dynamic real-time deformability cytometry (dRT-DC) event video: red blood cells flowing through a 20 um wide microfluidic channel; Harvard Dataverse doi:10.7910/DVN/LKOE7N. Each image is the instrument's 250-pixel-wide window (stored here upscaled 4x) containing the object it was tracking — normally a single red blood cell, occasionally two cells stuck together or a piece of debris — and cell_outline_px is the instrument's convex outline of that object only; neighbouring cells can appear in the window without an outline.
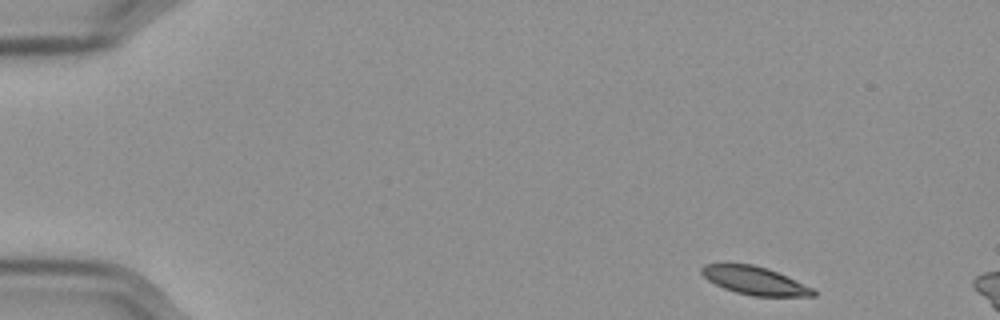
{"species": "Egyptian fruit bat (a non-hibernating species)", "species_latin": "Rousettus aegyptiacus", "temperature_condition": "cold", "stored_images_in_passage": 8, "camera_frame_rate_fps": 3000, "um_per_image_px": 0.085, "frame": {"image": 1, "passage_image": 1, "time_ms": 0.0, "image_size_px": [1000, 320], "cell_outline_px": [[816, 296], [752, 296], [736, 292], [724, 288], [708, 280], [700, 272], [700, 268], [704, 264], [752, 264], [768, 268], [812, 288], [816, 292]], "centroid_in_image_um": [64.13, 23.85], "position_along_channel_um": 20.9, "area_um2": 18.03}}